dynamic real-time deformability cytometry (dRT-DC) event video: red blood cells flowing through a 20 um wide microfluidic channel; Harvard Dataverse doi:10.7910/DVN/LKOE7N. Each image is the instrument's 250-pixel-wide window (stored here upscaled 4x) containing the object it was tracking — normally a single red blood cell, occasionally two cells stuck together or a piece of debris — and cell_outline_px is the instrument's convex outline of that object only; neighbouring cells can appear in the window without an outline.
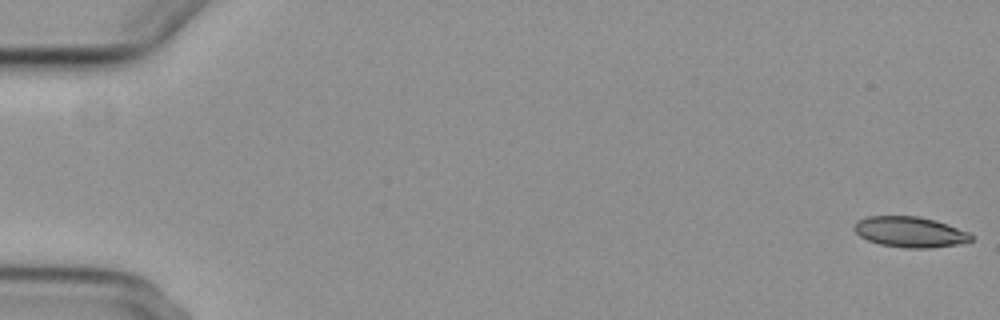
{"species": "common noctule bat (a hibernating species)", "species_latin": "Nyctalus noctula", "temperature_condition": "cold", "stored_images_in_passage": 6, "camera_frame_rate_fps": 3000, "um_per_image_px": 0.085, "animal": {"sex": "female", "body_mass_g": 29.2, "forearm_length_mm": 56.3}, "frame": {"image": 1, "passage_image": 1, "time_ms": 0.0, "image_size_px": [1000, 320], "cell_outline_px": [[972, 240], [956, 244], [932, 248], [904, 248], [880, 244], [868, 240], [860, 236], [852, 228], [860, 220], [868, 216], [916, 216], [936, 220], [948, 224], [968, 232], [972, 236]], "centroid_in_image_um": [77.35, 19.72], "position_along_channel_um": 7.7, "area_um2": 20.69}}
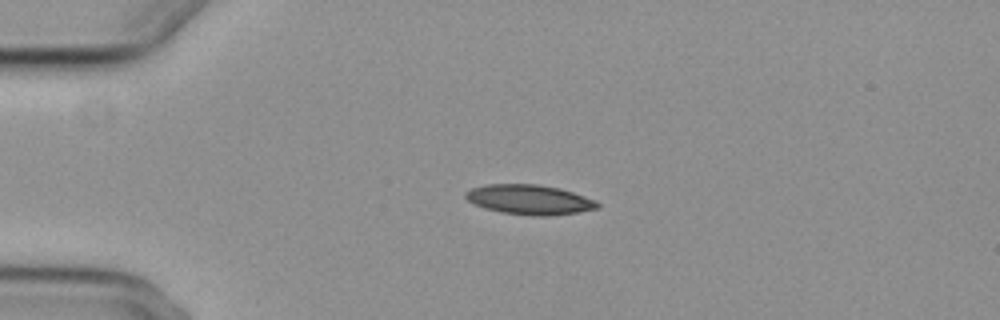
{"frame": {"image": 2, "passage_image": 4, "time_ms": 4.333, "image_size_px": [1000, 320], "cell_outline_px": [[600, 208], [576, 212], [548, 216], [532, 216], [500, 212], [484, 208], [472, 204], [464, 196], [464, 192], [472, 188], [488, 184], [536, 184], [560, 188], [596, 200], [600, 204]], "centroid_in_image_um": [44.98, 16.97], "position_along_channel_um": 40.0, "area_um2": 23.0}}
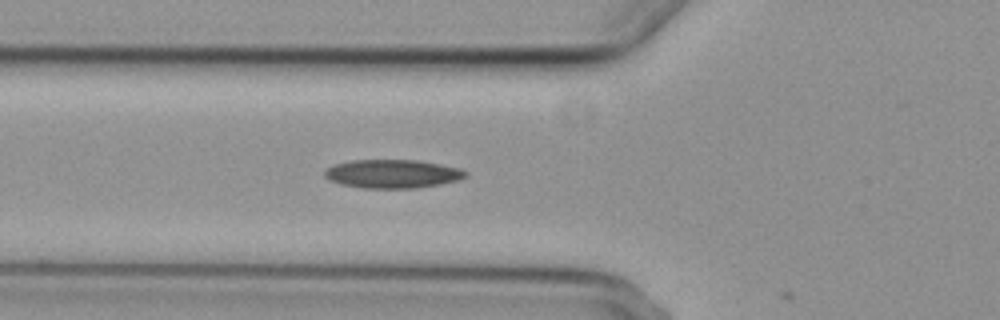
{"frame": {"image": 3, "passage_image": 6, "time_ms": 6.667, "image_size_px": [1000, 320], "cell_outline_px": [[468, 176], [460, 180], [440, 184], [416, 188], [360, 188], [340, 184], [328, 180], [324, 176], [324, 172], [328, 168], [336, 164], [352, 160], [416, 160], [440, 164], [460, 168], [468, 172]], "centroid_in_image_um": [33.38, 14.78], "position_along_channel_um": 92.4, "area_um2": 23.58}}